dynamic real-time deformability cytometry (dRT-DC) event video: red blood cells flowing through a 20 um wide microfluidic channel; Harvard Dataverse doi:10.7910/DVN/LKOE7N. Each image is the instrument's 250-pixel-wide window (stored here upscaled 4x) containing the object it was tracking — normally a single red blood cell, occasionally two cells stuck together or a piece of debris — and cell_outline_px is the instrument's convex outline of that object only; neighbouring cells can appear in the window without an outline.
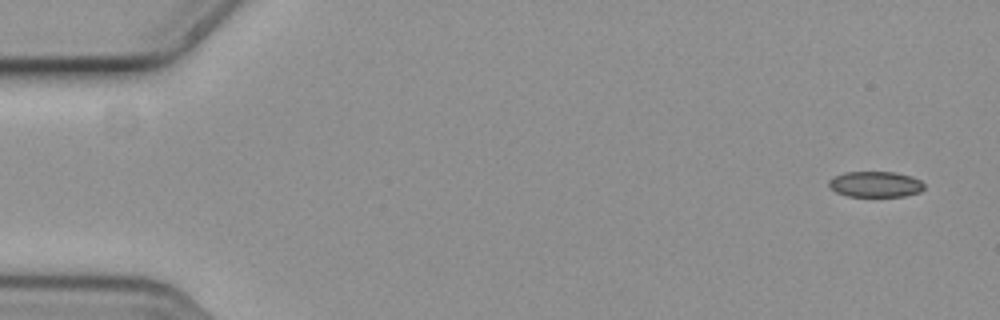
{"species": "common noctule bat (a hibernating species)", "species_latin": "Nyctalus noctula", "temperature_condition": "cold", "stored_images_in_passage": 5, "camera_frame_rate_fps": 3000, "um_per_image_px": 0.085, "animal": {"sex": "female", "body_mass_g": 19.3, "forearm_length_mm": 54.1}, "frame": {"image": 1, "passage_image": 1, "time_ms": 0.0, "image_size_px": [1000, 320], "cell_outline_px": [[924, 188], [920, 192], [904, 196], [848, 196], [836, 192], [828, 184], [828, 180], [844, 172], [896, 172], [920, 180], [924, 184]], "centroid_in_image_um": [74.41, 15.66], "position_along_channel_um": 10.6, "area_um2": 14.16}}
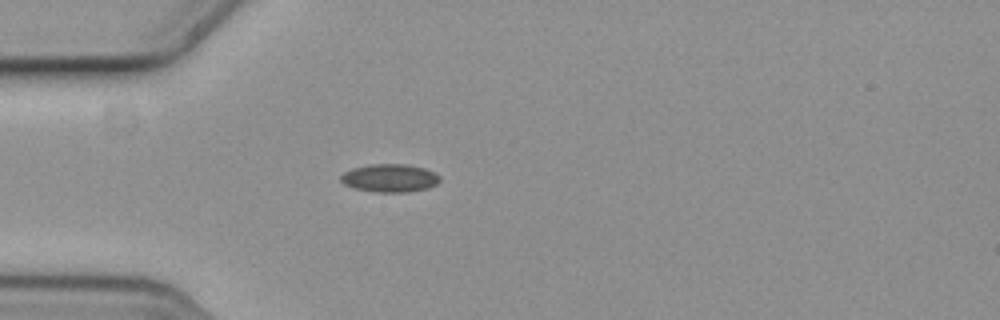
{"frame": {"image": 2, "passage_image": 5, "time_ms": 1.333, "image_size_px": [1000, 320], "cell_outline_px": [[440, 180], [436, 184], [428, 188], [408, 192], [380, 192], [356, 188], [344, 184], [340, 180], [340, 176], [344, 172], [352, 168], [368, 164], [404, 164], [424, 168], [440, 176]], "centroid_in_image_um": [33.12, 15.13], "position_along_channel_um": 51.9, "area_um2": 16.07}}